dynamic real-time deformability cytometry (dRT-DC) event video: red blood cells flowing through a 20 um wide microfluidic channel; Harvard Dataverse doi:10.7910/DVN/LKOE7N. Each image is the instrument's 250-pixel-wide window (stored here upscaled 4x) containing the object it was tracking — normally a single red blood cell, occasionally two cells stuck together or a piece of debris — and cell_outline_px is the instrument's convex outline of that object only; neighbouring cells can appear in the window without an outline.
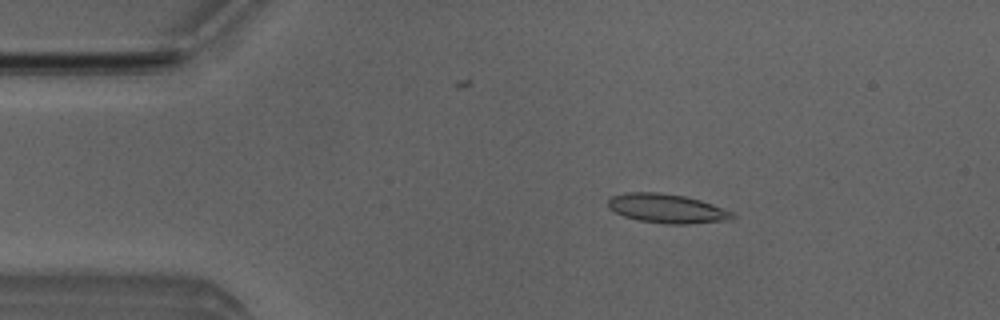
{"species": "Egyptian fruit bat (a non-hibernating species)", "species_latin": "Rousettus aegyptiacus", "temperature_condition": "room temperature", "stored_images_in_passage": 6, "camera_frame_rate_fps": 3000, "um_per_image_px": 0.085, "animal": {"sex": "male"}, "frame": {"image": 1, "passage_image": 3, "time_ms": 2.333, "image_size_px": [1000, 320], "cell_outline_px": [[736, 216], [732, 220], [688, 224], [668, 224], [640, 220], [624, 216], [608, 208], [608, 200], [612, 196], [624, 192], [660, 192], [684, 196], [700, 200], [712, 204], [732, 212]], "centroid_in_image_um": [56.7, 17.72], "position_along_channel_um": 28.3, "area_um2": 21.1}}